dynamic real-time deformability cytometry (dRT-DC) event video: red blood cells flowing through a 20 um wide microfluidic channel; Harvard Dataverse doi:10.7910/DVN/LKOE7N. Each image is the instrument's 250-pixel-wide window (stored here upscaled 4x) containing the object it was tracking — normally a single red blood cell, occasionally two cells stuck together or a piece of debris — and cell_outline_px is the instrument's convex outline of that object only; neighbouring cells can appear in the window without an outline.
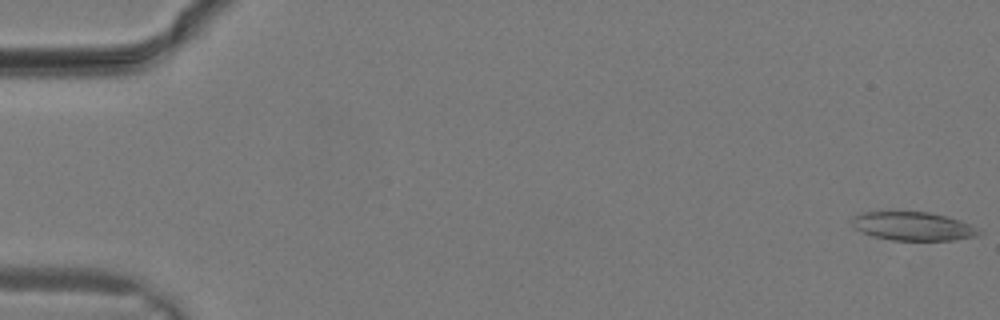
{"species": "common noctule bat (a hibernating species)", "species_latin": "Nyctalus noctula", "temperature_condition": "warm", "stored_images_in_passage": 12, "camera_frame_rate_fps": 3000, "um_per_image_px": 0.085, "animal": {"sex": "male", "body_mass_g": 19.2, "forearm_length_mm": 51.8}, "frame": {"image": 1, "passage_image": 1, "time_ms": 0.0, "image_size_px": [1000, 320], "cell_outline_px": [[984, 232], [980, 236], [956, 240], [892, 240], [872, 236], [856, 228], [852, 224], [852, 216], [860, 212], [928, 212], [948, 216], [960, 220]], "centroid_in_image_um": [77.65, 19.23], "position_along_channel_um": 7.4, "area_um2": 21.21}}
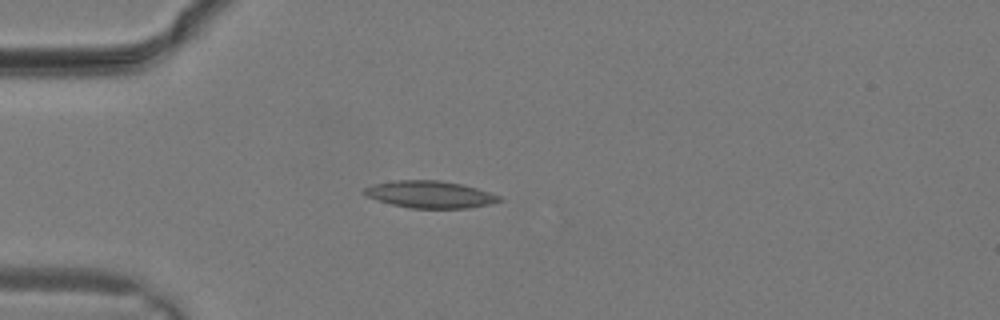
{"frame": {"image": 2, "passage_image": 9, "time_ms": 2.667, "image_size_px": [1000, 320], "cell_outline_px": [[504, 200], [488, 204], [468, 208], [412, 208], [392, 204], [376, 200], [360, 192], [364, 188], [372, 184], [396, 180], [440, 180], [464, 184], [500, 196]], "centroid_in_image_um": [36.52, 16.52], "position_along_channel_um": 48.5, "area_um2": 21.33}}
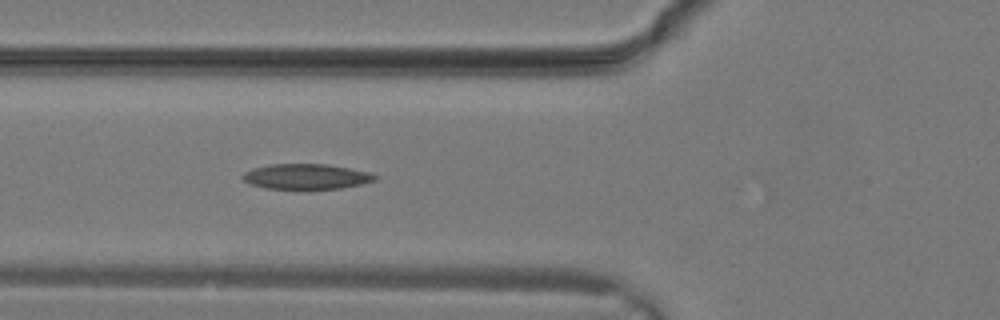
{"frame": {"image": 3, "passage_image": 12, "time_ms": 3.667, "image_size_px": [1000, 320], "cell_outline_px": [[376, 180], [360, 184], [340, 188], [308, 192], [264, 188], [252, 184], [244, 180], [240, 176], [244, 172], [252, 168], [268, 164], [328, 164], [368, 172], [376, 176]], "centroid_in_image_um": [25.97, 15.05], "position_along_channel_um": 99.8, "area_um2": 20.29}}